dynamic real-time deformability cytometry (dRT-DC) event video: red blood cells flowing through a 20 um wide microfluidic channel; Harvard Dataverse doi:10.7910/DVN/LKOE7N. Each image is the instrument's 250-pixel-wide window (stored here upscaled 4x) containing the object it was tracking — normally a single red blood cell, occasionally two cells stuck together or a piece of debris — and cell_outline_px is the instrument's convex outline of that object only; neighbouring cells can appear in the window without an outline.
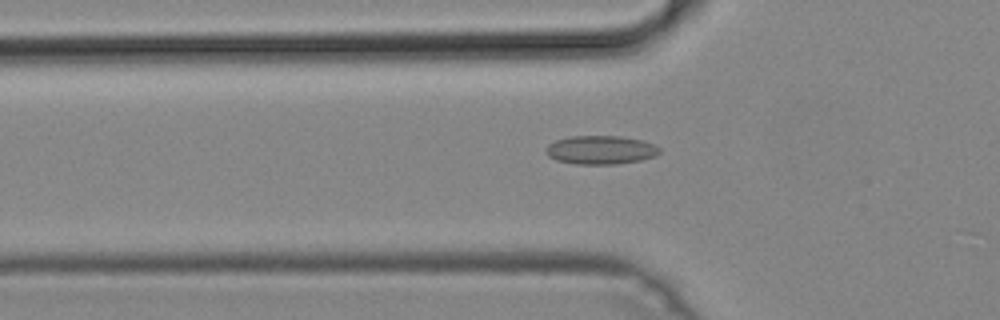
{"species": "common noctule bat (a hibernating species)", "species_latin": "Nyctalus noctula", "temperature_condition": "cold", "stored_images_in_passage": 31, "camera_frame_rate_fps": 3000, "um_per_image_px": 0.085, "animal": {"sex": "male", "body_mass_g": 19.2, "forearm_length_mm": 51.8}, "frame": {"image": 1, "passage_image": 6, "time_ms": 1.667, "image_size_px": [1000, 320], "cell_outline_px": [[660, 152], [656, 156], [640, 160], [616, 164], [576, 164], [556, 160], [548, 156], [544, 148], [548, 144], [556, 140], [572, 136], [620, 136], [640, 140], [652, 144], [660, 148]], "centroid_in_image_um": [51.03, 12.75], "position_along_channel_um": 74.8, "area_um2": 18.9}}
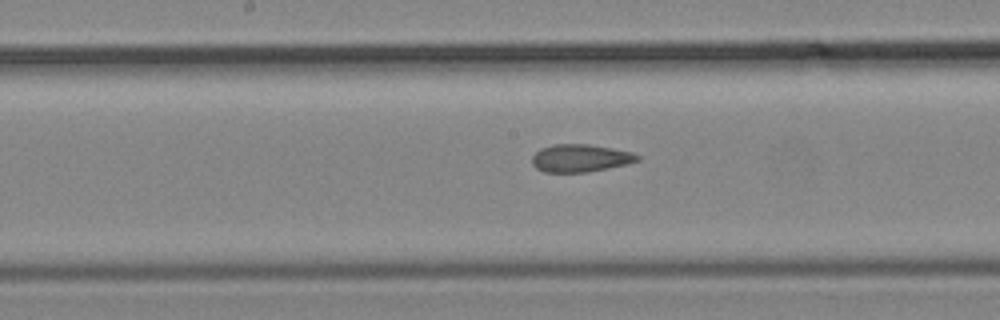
{"frame": {"image": 2, "passage_image": 15, "time_ms": 4.667, "image_size_px": [1000, 320], "cell_outline_px": [[640, 160], [628, 164], [588, 172], [544, 172], [536, 168], [532, 164], [532, 156], [540, 148], [552, 144], [588, 144], [612, 148], [632, 152], [640, 156]], "centroid_in_image_um": [49.33, 13.44], "position_along_channel_um": 198.9, "area_um2": 17.11}}
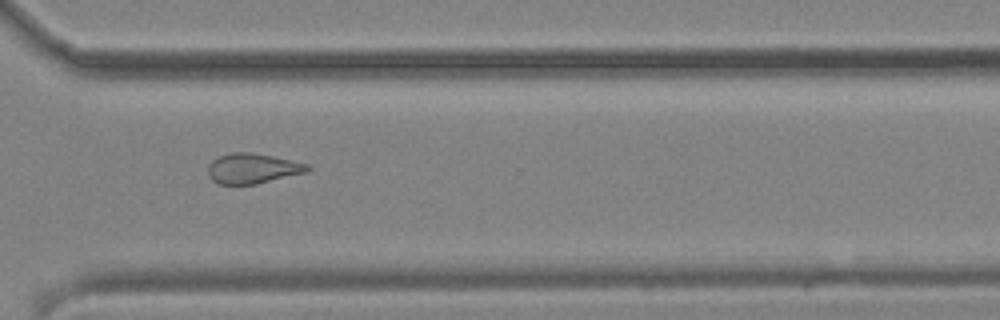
{"frame": {"image": 3, "passage_image": 26, "time_ms": 8.333, "image_size_px": [1000, 320], "cell_outline_px": [[312, 168], [304, 172], [256, 184], [216, 184], [208, 176], [208, 164], [212, 160], [220, 156], [232, 152], [252, 152], [272, 156], [308, 164]], "centroid_in_image_um": [21.41, 14.31], "position_along_channel_um": 349.2, "area_um2": 17.34}}